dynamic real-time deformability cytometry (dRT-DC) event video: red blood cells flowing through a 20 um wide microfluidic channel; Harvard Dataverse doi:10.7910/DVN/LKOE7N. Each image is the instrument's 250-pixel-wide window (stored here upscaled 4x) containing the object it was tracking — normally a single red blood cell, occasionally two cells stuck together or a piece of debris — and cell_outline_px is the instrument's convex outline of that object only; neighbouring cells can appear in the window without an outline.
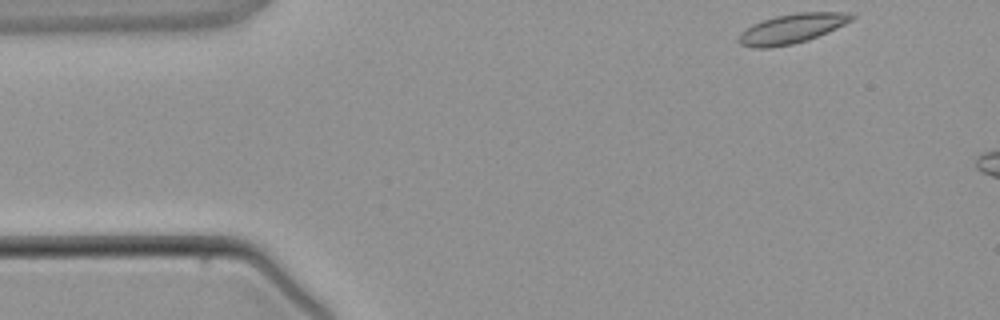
{"species": "common noctule bat (a hibernating species)", "species_latin": "Nyctalus noctula", "temperature_condition": "warm", "stored_images_in_passage": 4, "camera_frame_rate_fps": 3000, "um_per_image_px": 0.085, "animal": {"sex": "male", "body_mass_g": 21.5, "forearm_length_mm": 52.0}, "frame": {"image": 1, "passage_image": 1, "time_ms": 0.0, "image_size_px": [1000, 320], "cell_outline_px": [[856, 16], [852, 20], [828, 32], [808, 40], [792, 44], [768, 48], [752, 48], [740, 44], [736, 40], [740, 32], [744, 28], [752, 24], [776, 16], [796, 12], [848, 12]], "centroid_in_image_um": [67.27, 2.43], "position_along_channel_um": 17.7, "area_um2": 19.59}}